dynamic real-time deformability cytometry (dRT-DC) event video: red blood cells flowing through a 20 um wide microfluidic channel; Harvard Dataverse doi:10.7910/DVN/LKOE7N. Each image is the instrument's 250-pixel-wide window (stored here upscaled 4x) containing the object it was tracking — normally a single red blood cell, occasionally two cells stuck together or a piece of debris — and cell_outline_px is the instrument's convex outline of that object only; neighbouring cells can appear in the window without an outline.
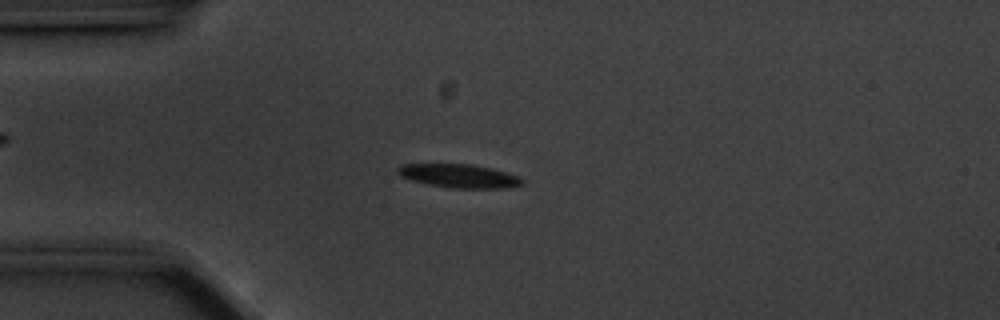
{"species": "common noctule bat (a hibernating species)", "species_latin": "Nyctalus noctula", "temperature_condition": "cold", "stored_images_in_passage": 56, "camera_frame_rate_fps": 3000, "um_per_image_px": 0.085, "animal": {"sex": "male", "body_mass_g": 20.1, "forearm_length_mm": 53.5}, "frame": {"image": 1, "passage_image": 14, "time_ms": 4.333, "image_size_px": [1000, 320], "cell_outline_px": [[524, 184], [508, 188], [452, 188], [412, 180], [400, 176], [396, 172], [396, 168], [400, 164], [468, 164], [492, 168], [516, 176], [524, 180]], "centroid_in_image_um": [39.01, 14.95], "position_along_channel_um": 46.0, "area_um2": 16.94}}
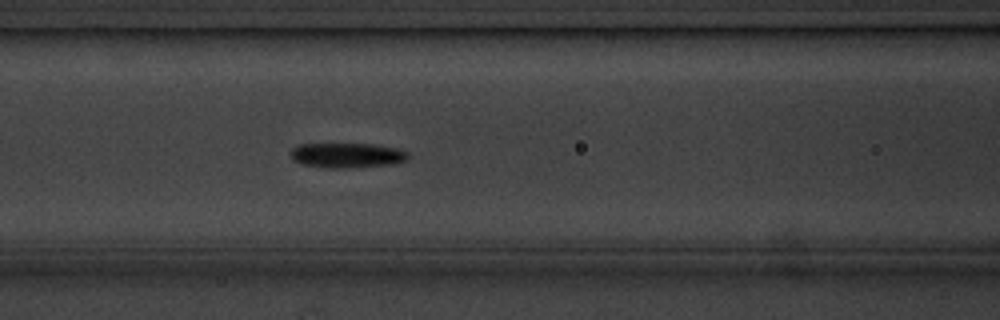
{"frame": {"image": 2, "passage_image": 23, "time_ms": 7.333, "image_size_px": [1000, 320], "cell_outline_px": [[408, 160], [396, 164], [348, 168], [328, 168], [300, 164], [292, 160], [292, 148], [300, 144], [372, 144], [396, 148], [408, 152]], "centroid_in_image_um": [29.52, 13.21], "position_along_channel_um": 137.1, "area_um2": 17.17}}
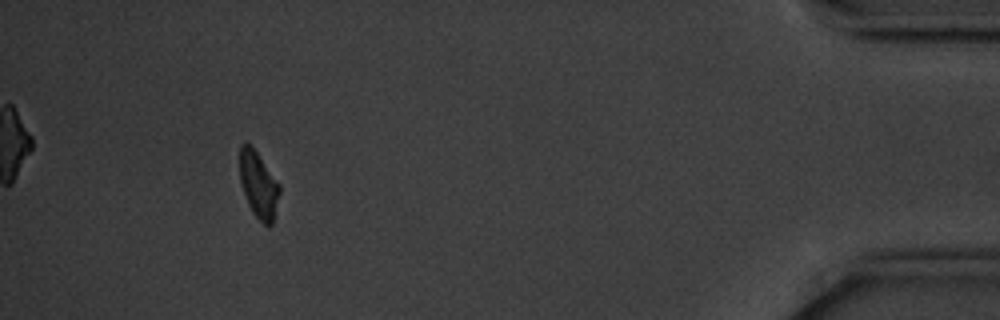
{"frame": {"image": 3, "passage_image": 52, "time_ms": 17.0, "image_size_px": [1000, 320], "cell_outline_px": [[280, 192], [272, 224], [268, 228], [252, 212], [248, 204], [240, 180], [240, 144], [244, 140], [256, 152], [280, 184]], "centroid_in_image_um": [21.97, 15.72], "position_along_channel_um": 413.2, "area_um2": 15.2}, "authors_computed_cell_mechanics": {"area_um2": 16.4152, "velocity_mm_per_s": 3.5231, "shape_relaxation_time_tau1_ms": 1.8877, "shape_relaxation_time_tau2_ms": null, "deformation_change_tau1": 0.1158, "deformation_change_tau2": null}}